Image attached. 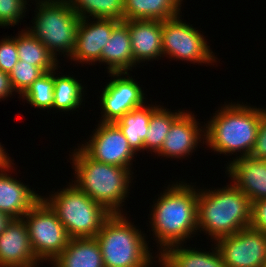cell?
<instances>
[{
    "instance_id": "f546056e",
    "label": "cell",
    "mask_w": 266,
    "mask_h": 267,
    "mask_svg": "<svg viewBox=\"0 0 266 267\" xmlns=\"http://www.w3.org/2000/svg\"><path fill=\"white\" fill-rule=\"evenodd\" d=\"M27 0H0V26L17 25L25 17Z\"/></svg>"
},
{
    "instance_id": "e0dca14e",
    "label": "cell",
    "mask_w": 266,
    "mask_h": 267,
    "mask_svg": "<svg viewBox=\"0 0 266 267\" xmlns=\"http://www.w3.org/2000/svg\"><path fill=\"white\" fill-rule=\"evenodd\" d=\"M11 169L14 170L12 165L0 170V211L13 219H22L41 199V195L9 175Z\"/></svg>"
},
{
    "instance_id": "9a60e30c",
    "label": "cell",
    "mask_w": 266,
    "mask_h": 267,
    "mask_svg": "<svg viewBox=\"0 0 266 267\" xmlns=\"http://www.w3.org/2000/svg\"><path fill=\"white\" fill-rule=\"evenodd\" d=\"M194 116V113L192 114V112L186 110L172 124L161 149L156 153L158 156L184 159L190 153L192 154L194 150L196 151L195 148L199 146L198 143H202V139L205 140V129H202L199 121L197 122Z\"/></svg>"
},
{
    "instance_id": "7402d4cb",
    "label": "cell",
    "mask_w": 266,
    "mask_h": 267,
    "mask_svg": "<svg viewBox=\"0 0 266 267\" xmlns=\"http://www.w3.org/2000/svg\"><path fill=\"white\" fill-rule=\"evenodd\" d=\"M183 0H124V20H160L176 17Z\"/></svg>"
},
{
    "instance_id": "52a82bcc",
    "label": "cell",
    "mask_w": 266,
    "mask_h": 267,
    "mask_svg": "<svg viewBox=\"0 0 266 267\" xmlns=\"http://www.w3.org/2000/svg\"><path fill=\"white\" fill-rule=\"evenodd\" d=\"M37 14L33 26L27 28L57 60L61 53L70 58L75 49V40L80 17L66 0H35ZM59 52V53H57ZM65 53V54H64Z\"/></svg>"
},
{
    "instance_id": "e575fe53",
    "label": "cell",
    "mask_w": 266,
    "mask_h": 267,
    "mask_svg": "<svg viewBox=\"0 0 266 267\" xmlns=\"http://www.w3.org/2000/svg\"><path fill=\"white\" fill-rule=\"evenodd\" d=\"M4 147L0 143V170L10 167L11 165H15L10 159L8 152L6 153Z\"/></svg>"
},
{
    "instance_id": "7c38bea8",
    "label": "cell",
    "mask_w": 266,
    "mask_h": 267,
    "mask_svg": "<svg viewBox=\"0 0 266 267\" xmlns=\"http://www.w3.org/2000/svg\"><path fill=\"white\" fill-rule=\"evenodd\" d=\"M109 75L114 78L105 85L99 97L102 106V120H100L102 123H115L127 112L142 107L146 103L144 90L132 76H127L129 72L109 73Z\"/></svg>"
},
{
    "instance_id": "6da1fadb",
    "label": "cell",
    "mask_w": 266,
    "mask_h": 267,
    "mask_svg": "<svg viewBox=\"0 0 266 267\" xmlns=\"http://www.w3.org/2000/svg\"><path fill=\"white\" fill-rule=\"evenodd\" d=\"M173 182L166 187L152 206L149 221L159 245L157 255L167 247L184 244L198 230V192L193 185ZM195 188V189H194Z\"/></svg>"
},
{
    "instance_id": "ffe728a7",
    "label": "cell",
    "mask_w": 266,
    "mask_h": 267,
    "mask_svg": "<svg viewBox=\"0 0 266 267\" xmlns=\"http://www.w3.org/2000/svg\"><path fill=\"white\" fill-rule=\"evenodd\" d=\"M182 245V246H181ZM183 244H176L167 247L159 257L157 262L161 267H225L222 256L214 244L212 252H202L195 248H184Z\"/></svg>"
},
{
    "instance_id": "cb8c5ba5",
    "label": "cell",
    "mask_w": 266,
    "mask_h": 267,
    "mask_svg": "<svg viewBox=\"0 0 266 267\" xmlns=\"http://www.w3.org/2000/svg\"><path fill=\"white\" fill-rule=\"evenodd\" d=\"M15 42L20 61L39 67L44 73L61 67L48 48L27 29L15 36Z\"/></svg>"
},
{
    "instance_id": "8fae6325",
    "label": "cell",
    "mask_w": 266,
    "mask_h": 267,
    "mask_svg": "<svg viewBox=\"0 0 266 267\" xmlns=\"http://www.w3.org/2000/svg\"><path fill=\"white\" fill-rule=\"evenodd\" d=\"M90 140L80 148L95 161L132 169L133 157L137 154L115 123H98ZM131 167V168H130Z\"/></svg>"
},
{
    "instance_id": "ba28073f",
    "label": "cell",
    "mask_w": 266,
    "mask_h": 267,
    "mask_svg": "<svg viewBox=\"0 0 266 267\" xmlns=\"http://www.w3.org/2000/svg\"><path fill=\"white\" fill-rule=\"evenodd\" d=\"M28 229L32 251L39 262L54 261L70 237L50 206L41 198L22 218Z\"/></svg>"
},
{
    "instance_id": "83f0119b",
    "label": "cell",
    "mask_w": 266,
    "mask_h": 267,
    "mask_svg": "<svg viewBox=\"0 0 266 267\" xmlns=\"http://www.w3.org/2000/svg\"><path fill=\"white\" fill-rule=\"evenodd\" d=\"M54 70L43 73L20 96L27 103L39 109H52L54 97Z\"/></svg>"
},
{
    "instance_id": "30bf717a",
    "label": "cell",
    "mask_w": 266,
    "mask_h": 267,
    "mask_svg": "<svg viewBox=\"0 0 266 267\" xmlns=\"http://www.w3.org/2000/svg\"><path fill=\"white\" fill-rule=\"evenodd\" d=\"M225 267H265L266 233L252 226L216 241Z\"/></svg>"
},
{
    "instance_id": "3957f363",
    "label": "cell",
    "mask_w": 266,
    "mask_h": 267,
    "mask_svg": "<svg viewBox=\"0 0 266 267\" xmlns=\"http://www.w3.org/2000/svg\"><path fill=\"white\" fill-rule=\"evenodd\" d=\"M197 213L198 230L214 242L252 225V203L233 183L215 190L200 188Z\"/></svg>"
},
{
    "instance_id": "d4e9b609",
    "label": "cell",
    "mask_w": 266,
    "mask_h": 267,
    "mask_svg": "<svg viewBox=\"0 0 266 267\" xmlns=\"http://www.w3.org/2000/svg\"><path fill=\"white\" fill-rule=\"evenodd\" d=\"M58 68L54 69V102L52 108L61 112L75 111L84 100V87L79 80L70 75H58L55 77Z\"/></svg>"
},
{
    "instance_id": "9c48e42d",
    "label": "cell",
    "mask_w": 266,
    "mask_h": 267,
    "mask_svg": "<svg viewBox=\"0 0 266 267\" xmlns=\"http://www.w3.org/2000/svg\"><path fill=\"white\" fill-rule=\"evenodd\" d=\"M182 15L162 21L163 56L191 63L212 64L217 62L204 35L192 24H186Z\"/></svg>"
},
{
    "instance_id": "44dd1931",
    "label": "cell",
    "mask_w": 266,
    "mask_h": 267,
    "mask_svg": "<svg viewBox=\"0 0 266 267\" xmlns=\"http://www.w3.org/2000/svg\"><path fill=\"white\" fill-rule=\"evenodd\" d=\"M52 267H104L96 237L70 238L62 253L51 262Z\"/></svg>"
},
{
    "instance_id": "5bb4252c",
    "label": "cell",
    "mask_w": 266,
    "mask_h": 267,
    "mask_svg": "<svg viewBox=\"0 0 266 267\" xmlns=\"http://www.w3.org/2000/svg\"><path fill=\"white\" fill-rule=\"evenodd\" d=\"M27 225L23 219H13L0 234V267H37Z\"/></svg>"
},
{
    "instance_id": "603a6c76",
    "label": "cell",
    "mask_w": 266,
    "mask_h": 267,
    "mask_svg": "<svg viewBox=\"0 0 266 267\" xmlns=\"http://www.w3.org/2000/svg\"><path fill=\"white\" fill-rule=\"evenodd\" d=\"M160 105L146 104L137 109L127 112L115 124L120 128L126 137L131 148L137 153L144 151V140L149 129V120L151 114Z\"/></svg>"
},
{
    "instance_id": "d590c367",
    "label": "cell",
    "mask_w": 266,
    "mask_h": 267,
    "mask_svg": "<svg viewBox=\"0 0 266 267\" xmlns=\"http://www.w3.org/2000/svg\"><path fill=\"white\" fill-rule=\"evenodd\" d=\"M12 220L13 218L10 215L0 211V234L7 228Z\"/></svg>"
},
{
    "instance_id": "484cf974",
    "label": "cell",
    "mask_w": 266,
    "mask_h": 267,
    "mask_svg": "<svg viewBox=\"0 0 266 267\" xmlns=\"http://www.w3.org/2000/svg\"><path fill=\"white\" fill-rule=\"evenodd\" d=\"M80 18L124 21V0H66ZM89 14V15H88Z\"/></svg>"
},
{
    "instance_id": "f1b7e54d",
    "label": "cell",
    "mask_w": 266,
    "mask_h": 267,
    "mask_svg": "<svg viewBox=\"0 0 266 267\" xmlns=\"http://www.w3.org/2000/svg\"><path fill=\"white\" fill-rule=\"evenodd\" d=\"M43 73L39 67L19 60L9 73V78L13 89L22 95Z\"/></svg>"
},
{
    "instance_id": "7a4b0ae2",
    "label": "cell",
    "mask_w": 266,
    "mask_h": 267,
    "mask_svg": "<svg viewBox=\"0 0 266 267\" xmlns=\"http://www.w3.org/2000/svg\"><path fill=\"white\" fill-rule=\"evenodd\" d=\"M254 107L231 102L218 109L204 125L207 147L227 156L240 152L236 158L250 156L262 116V108Z\"/></svg>"
},
{
    "instance_id": "5b68a950",
    "label": "cell",
    "mask_w": 266,
    "mask_h": 267,
    "mask_svg": "<svg viewBox=\"0 0 266 267\" xmlns=\"http://www.w3.org/2000/svg\"><path fill=\"white\" fill-rule=\"evenodd\" d=\"M124 215L112 214L95 236L104 267H150L156 261L146 236Z\"/></svg>"
},
{
    "instance_id": "836d02e7",
    "label": "cell",
    "mask_w": 266,
    "mask_h": 267,
    "mask_svg": "<svg viewBox=\"0 0 266 267\" xmlns=\"http://www.w3.org/2000/svg\"><path fill=\"white\" fill-rule=\"evenodd\" d=\"M13 92L16 91L13 89L9 74L0 70V100L11 97Z\"/></svg>"
},
{
    "instance_id": "d6986e66",
    "label": "cell",
    "mask_w": 266,
    "mask_h": 267,
    "mask_svg": "<svg viewBox=\"0 0 266 267\" xmlns=\"http://www.w3.org/2000/svg\"><path fill=\"white\" fill-rule=\"evenodd\" d=\"M101 64L107 66L108 73H128L136 67L131 48L129 20L120 21L112 31L101 52Z\"/></svg>"
},
{
    "instance_id": "4fadbf2b",
    "label": "cell",
    "mask_w": 266,
    "mask_h": 267,
    "mask_svg": "<svg viewBox=\"0 0 266 267\" xmlns=\"http://www.w3.org/2000/svg\"><path fill=\"white\" fill-rule=\"evenodd\" d=\"M81 18L75 40V49L69 59L81 64L101 63V52L110 38L113 28L120 22L114 19L96 18L89 22Z\"/></svg>"
},
{
    "instance_id": "2e32d148",
    "label": "cell",
    "mask_w": 266,
    "mask_h": 267,
    "mask_svg": "<svg viewBox=\"0 0 266 267\" xmlns=\"http://www.w3.org/2000/svg\"><path fill=\"white\" fill-rule=\"evenodd\" d=\"M226 172L233 184L249 198L251 203L266 198L265 160L251 156L229 161Z\"/></svg>"
},
{
    "instance_id": "4316f807",
    "label": "cell",
    "mask_w": 266,
    "mask_h": 267,
    "mask_svg": "<svg viewBox=\"0 0 266 267\" xmlns=\"http://www.w3.org/2000/svg\"><path fill=\"white\" fill-rule=\"evenodd\" d=\"M159 106L149 120V129L144 140V150L156 153L161 149L167 133L172 124L184 113L185 110H178L175 113L170 109Z\"/></svg>"
},
{
    "instance_id": "277c9868",
    "label": "cell",
    "mask_w": 266,
    "mask_h": 267,
    "mask_svg": "<svg viewBox=\"0 0 266 267\" xmlns=\"http://www.w3.org/2000/svg\"><path fill=\"white\" fill-rule=\"evenodd\" d=\"M73 151L70 159L75 170L74 184L110 213L123 214L122 204L133 180L131 169L95 161L80 147Z\"/></svg>"
},
{
    "instance_id": "1f68e13d",
    "label": "cell",
    "mask_w": 266,
    "mask_h": 267,
    "mask_svg": "<svg viewBox=\"0 0 266 267\" xmlns=\"http://www.w3.org/2000/svg\"><path fill=\"white\" fill-rule=\"evenodd\" d=\"M250 156L258 160H266V108L263 109V107L256 143Z\"/></svg>"
},
{
    "instance_id": "d6a6232c",
    "label": "cell",
    "mask_w": 266,
    "mask_h": 267,
    "mask_svg": "<svg viewBox=\"0 0 266 267\" xmlns=\"http://www.w3.org/2000/svg\"><path fill=\"white\" fill-rule=\"evenodd\" d=\"M253 228L266 233V198L252 203V225Z\"/></svg>"
},
{
    "instance_id": "4dcf8cb0",
    "label": "cell",
    "mask_w": 266,
    "mask_h": 267,
    "mask_svg": "<svg viewBox=\"0 0 266 267\" xmlns=\"http://www.w3.org/2000/svg\"><path fill=\"white\" fill-rule=\"evenodd\" d=\"M6 37L0 41V70L9 74L19 61L15 37Z\"/></svg>"
},
{
    "instance_id": "8992f818",
    "label": "cell",
    "mask_w": 266,
    "mask_h": 267,
    "mask_svg": "<svg viewBox=\"0 0 266 267\" xmlns=\"http://www.w3.org/2000/svg\"><path fill=\"white\" fill-rule=\"evenodd\" d=\"M50 195L41 198L58 216L70 238L95 237L112 215L73 184V180L68 187Z\"/></svg>"
},
{
    "instance_id": "ac0fdd59",
    "label": "cell",
    "mask_w": 266,
    "mask_h": 267,
    "mask_svg": "<svg viewBox=\"0 0 266 267\" xmlns=\"http://www.w3.org/2000/svg\"><path fill=\"white\" fill-rule=\"evenodd\" d=\"M129 33L135 63L153 61L163 56L162 21L129 20Z\"/></svg>"
}]
</instances>
